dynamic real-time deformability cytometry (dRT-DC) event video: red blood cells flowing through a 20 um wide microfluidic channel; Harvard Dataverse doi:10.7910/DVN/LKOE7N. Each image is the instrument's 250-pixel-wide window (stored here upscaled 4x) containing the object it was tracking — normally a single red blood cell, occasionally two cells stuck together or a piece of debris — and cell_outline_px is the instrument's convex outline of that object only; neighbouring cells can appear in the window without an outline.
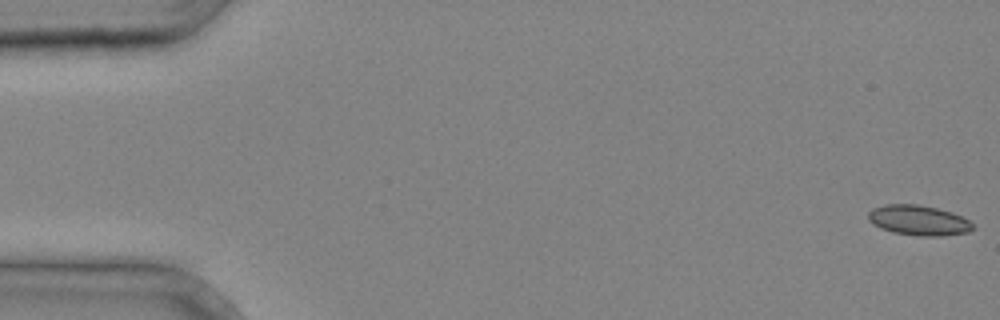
{"species": "common noctule bat (a hibernating species)", "species_latin": "Nyctalus noctula", "temperature_condition": "cold", "stored_images_in_passage": 3, "camera_frame_rate_fps": 3000, "um_per_image_px": 0.085, "animal": {"sex": "male", "body_mass_g": 20.4}, "frame": {"image": 1, "passage_image": 1, "time_ms": 0.0, "image_size_px": [1000, 320], "cell_outline_px": [[976, 228], [968, 232], [940, 236], [920, 236], [892, 232], [880, 228], [872, 224], [868, 220], [868, 212], [872, 208], [884, 204], [916, 204], [936, 208], [952, 212], [968, 220]], "centroid_in_image_um": [78.05, 18.72], "position_along_channel_um": 7.0, "area_um2": 18.44}}